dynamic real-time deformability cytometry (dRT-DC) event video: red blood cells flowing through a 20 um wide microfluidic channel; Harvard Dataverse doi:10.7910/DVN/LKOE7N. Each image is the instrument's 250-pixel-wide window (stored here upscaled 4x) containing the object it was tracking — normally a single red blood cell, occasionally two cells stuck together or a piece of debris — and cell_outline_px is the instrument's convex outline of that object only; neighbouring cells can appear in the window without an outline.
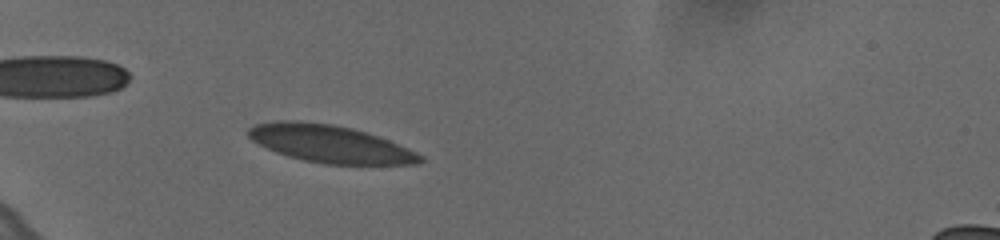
{"species": "human", "species_latin": "Homo sapiens", "temperature_condition": "cold", "stored_images_in_passage": 6, "camera_frame_rate_fps": 3000, "um_per_image_px": 0.085, "donor": {"sex": "female"}, "frame": {"image": 1, "passage_image": 4, "time_ms": 1.0, "image_size_px": [1000, 240], "cell_outline_px": [[424, 160], [416, 164], [324, 164], [304, 160], [288, 156], [276, 152], [252, 140], [248, 136], [248, 128], [256, 124], [280, 120], [300, 120], [332, 124], [352, 128], [388, 140], [408, 148], [424, 156]], "centroid_in_image_um": [28.04, 12.22], "position_along_channel_um": 57.0, "area_um2": 37.28}}
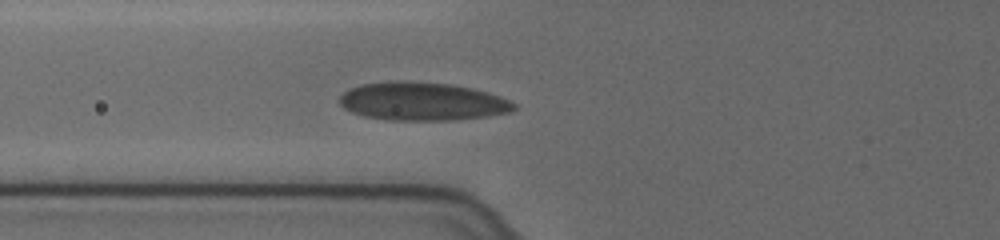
{"frame": {"image": 2, "passage_image": 6, "time_ms": 1.667, "image_size_px": [1000, 240], "cell_outline_px": [[516, 108], [512, 112], [488, 116], [448, 120], [388, 120], [364, 116], [352, 112], [344, 108], [340, 104], [340, 96], [348, 88], [364, 84], [388, 80], [452, 84], [472, 88], [488, 92], [500, 96], [516, 104]], "centroid_in_image_um": [35.89, 8.62], "position_along_channel_um": 89.9, "area_um2": 38.9}}